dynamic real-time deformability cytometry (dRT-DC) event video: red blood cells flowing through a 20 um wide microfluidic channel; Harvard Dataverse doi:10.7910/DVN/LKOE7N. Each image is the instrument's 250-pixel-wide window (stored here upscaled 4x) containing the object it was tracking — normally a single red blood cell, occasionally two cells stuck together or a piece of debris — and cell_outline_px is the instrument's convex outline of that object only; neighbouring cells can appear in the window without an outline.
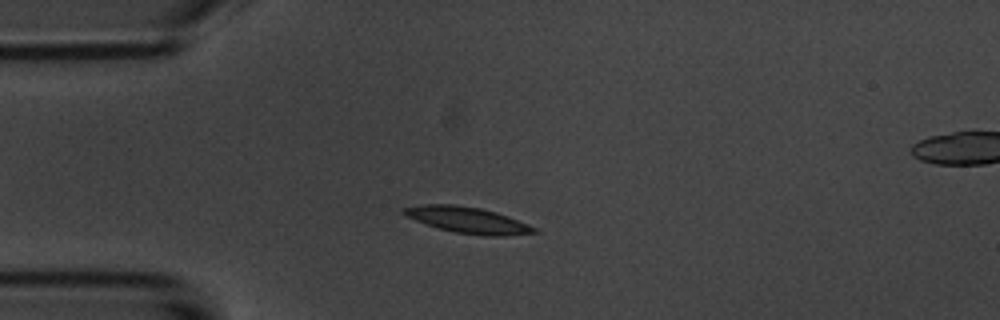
{"species": "common noctule bat (a hibernating species)", "species_latin": "Nyctalus noctula", "temperature_condition": "room temperature", "stored_images_in_passage": 4, "camera_frame_rate_fps": 3000, "um_per_image_px": 0.085, "animal": {"sex": "male", "body_mass_g": 20.1, "forearm_length_mm": 53.5}, "frame": {"image": 1, "passage_image": 2, "time_ms": 2.0, "image_size_px": [1000, 320], "cell_outline_px": [[540, 232], [504, 236], [484, 236], [456, 232], [436, 228], [404, 216], [400, 212], [400, 208], [420, 204], [452, 204], [480, 208], [496, 212], [508, 216], [528, 224], [536, 228]], "centroid_in_image_um": [39.7, 18.7], "position_along_channel_um": 45.3, "area_um2": 20.11}}